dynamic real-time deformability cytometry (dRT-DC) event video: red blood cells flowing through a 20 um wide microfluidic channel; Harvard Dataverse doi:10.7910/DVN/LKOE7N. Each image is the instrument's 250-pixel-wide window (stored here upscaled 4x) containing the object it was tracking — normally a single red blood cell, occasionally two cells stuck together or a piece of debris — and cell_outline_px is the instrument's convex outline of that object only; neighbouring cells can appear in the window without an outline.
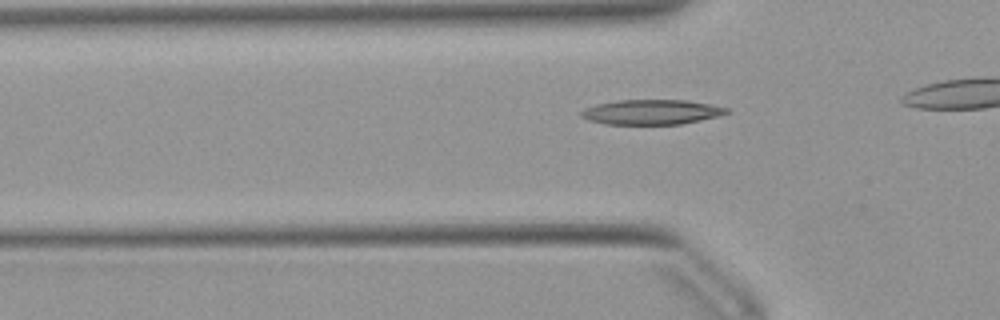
{"species": "Egyptian fruit bat (a non-hibernating species)", "species_latin": "Rousettus aegyptiacus", "temperature_condition": "warm", "stored_images_in_passage": 31, "camera_frame_rate_fps": 3000, "um_per_image_px": 0.085, "animal": {"sex": "female"}, "frame": {"image": 1, "passage_image": 7, "time_ms": 2.0, "image_size_px": [1000, 320], "cell_outline_px": [[732, 112], [720, 116], [680, 124], [604, 124], [588, 120], [580, 116], [580, 112], [596, 104], [616, 100], [684, 100], [708, 104], [728, 108]], "centroid_in_image_um": [55.39, 9.52], "position_along_channel_um": 70.4, "area_um2": 21.04}}
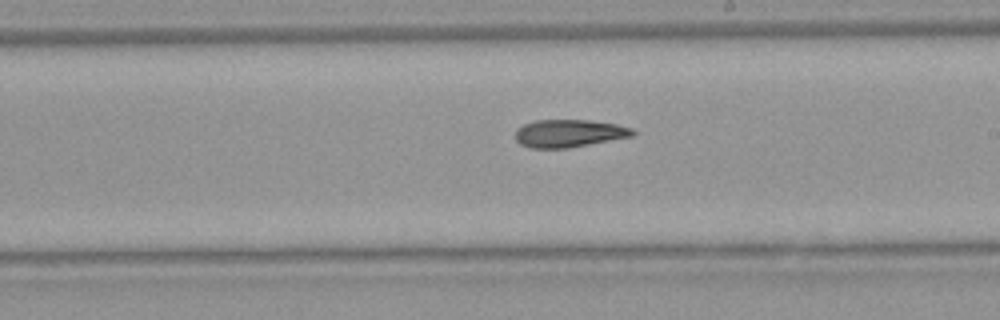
{"frame": {"image": 2, "passage_image": 20, "time_ms": 6.333, "image_size_px": [1000, 320], "cell_outline_px": [[636, 136], [568, 148], [528, 148], [520, 144], [516, 140], [516, 128], [524, 124], [536, 120], [588, 120], [616, 124], [632, 128], [636, 132]], "centroid_in_image_um": [48.39, 11.34], "position_along_channel_um": 240.6, "area_um2": 19.13}}
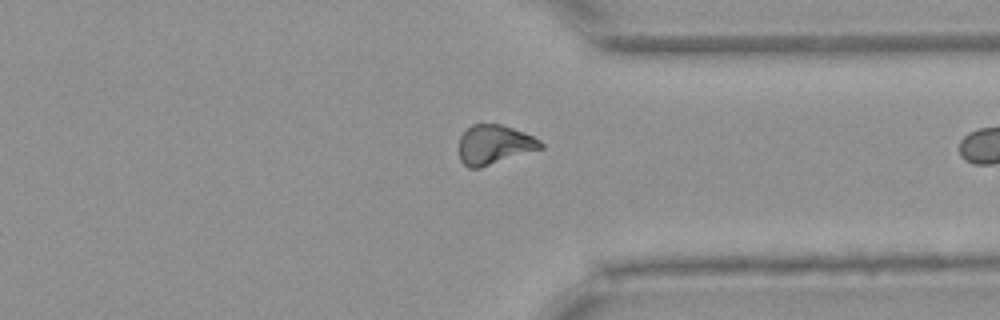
{"frame": {"image": 3, "passage_image": 30, "time_ms": 9.667, "image_size_px": [1000, 320], "cell_outline_px": [[544, 148], [480, 168], [468, 168], [460, 160], [460, 136], [472, 124], [500, 124], [524, 132], [540, 140], [544, 144]], "centroid_in_image_um": [42.03, 12.3], "position_along_channel_um": 369.4, "area_um2": 18.73}}